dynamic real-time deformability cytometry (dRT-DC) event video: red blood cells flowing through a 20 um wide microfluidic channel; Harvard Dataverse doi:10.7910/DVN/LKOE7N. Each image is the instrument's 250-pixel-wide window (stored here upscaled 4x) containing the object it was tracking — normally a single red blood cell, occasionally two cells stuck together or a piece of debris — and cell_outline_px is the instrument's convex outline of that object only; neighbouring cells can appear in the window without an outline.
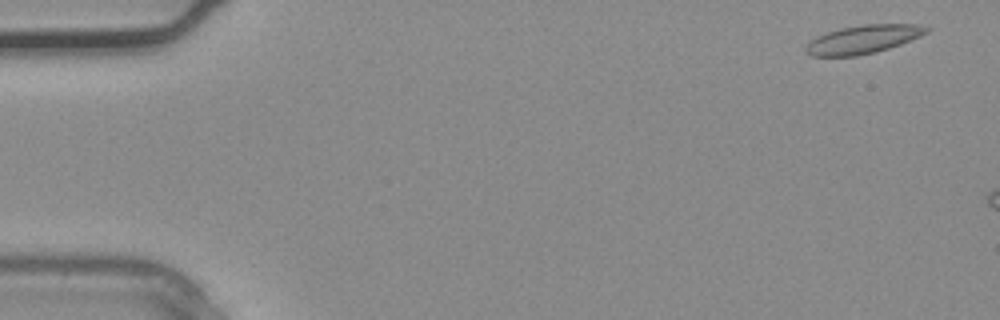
{"species": "common noctule bat (a hibernating species)", "species_latin": "Nyctalus noctula", "temperature_condition": "warm", "stored_images_in_passage": 2, "camera_frame_rate_fps": 3000, "um_per_image_px": 0.085, "animal": {"sex": "male", "body_mass_g": 20.4}, "frame": {"image": 1, "passage_image": 1, "time_ms": 0.0, "image_size_px": [1000, 320], "cell_outline_px": [[932, 28], [928, 32], [920, 36], [900, 44], [876, 52], [856, 56], [812, 56], [804, 48], [812, 40], [828, 32], [840, 28], [864, 24], [916, 24]], "centroid_in_image_um": [73.41, 3.34], "position_along_channel_um": 11.6, "area_um2": 19.71}}